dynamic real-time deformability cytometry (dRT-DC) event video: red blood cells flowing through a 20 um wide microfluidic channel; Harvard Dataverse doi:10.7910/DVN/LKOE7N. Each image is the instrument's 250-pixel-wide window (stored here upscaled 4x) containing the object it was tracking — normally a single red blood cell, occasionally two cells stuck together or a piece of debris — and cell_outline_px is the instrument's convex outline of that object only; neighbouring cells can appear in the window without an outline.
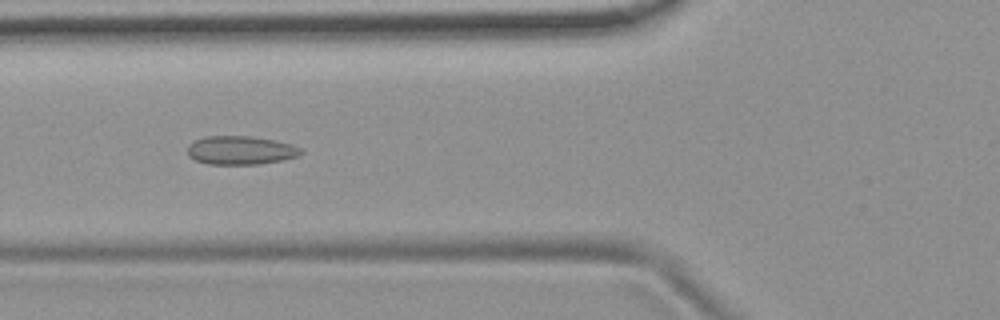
{"species": "common noctule bat (a hibernating species)", "species_latin": "Nyctalus noctula", "temperature_condition": "room temperature", "stored_images_in_passage": 53, "camera_frame_rate_fps": 3000, "um_per_image_px": 0.085, "animal": {"sex": "female", "body_mass_g": 19.9}, "frame": {"image": 1, "passage_image": 19, "time_ms": 6.0, "image_size_px": [1000, 320], "cell_outline_px": [[304, 152], [300, 156], [260, 164], [208, 164], [196, 160], [188, 156], [188, 144], [196, 140], [208, 136], [252, 136], [292, 144], [300, 148]], "centroid_in_image_um": [20.46, 12.77], "position_along_channel_um": 105.3, "area_um2": 18.84}}
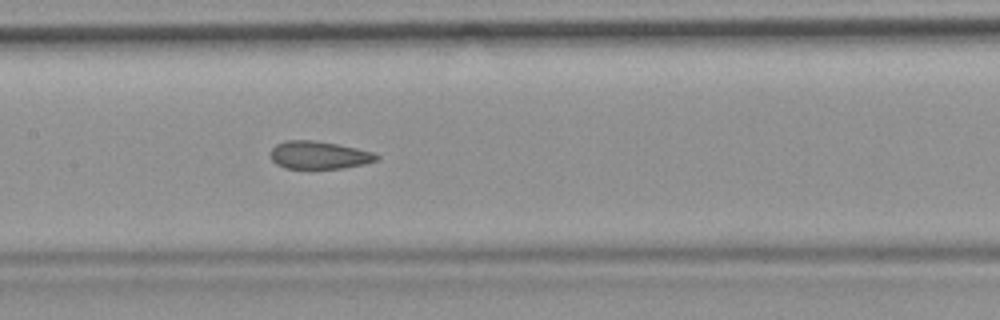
{"frame": {"image": 2, "passage_image": 25, "time_ms": 8.0, "image_size_px": [1000, 320], "cell_outline_px": [[380, 160], [364, 164], [340, 168], [284, 168], [276, 164], [272, 160], [272, 148], [276, 144], [288, 140], [312, 140], [336, 144], [356, 148], [372, 152], [380, 156]], "centroid_in_image_um": [27.13, 13.18], "position_along_channel_um": 180.3, "area_um2": 16.99}}
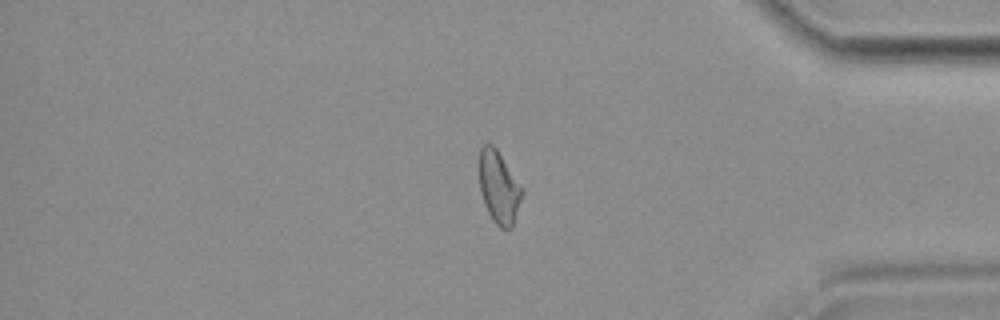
{"frame": {"image": 3, "passage_image": 44, "time_ms": 14.333, "image_size_px": [1000, 320], "cell_outline_px": [[524, 192], [512, 228], [500, 228], [492, 220], [484, 204], [480, 192], [480, 148], [484, 144], [492, 144], [496, 148]], "centroid_in_image_um": [42.4, 15.96], "position_along_channel_um": 392.8, "area_um2": 17.74}, "authors_computed_cell_mechanics": {"area_um2": 18.6116, "velocity_mm_per_s": 3.7419, "shape_relaxation_time_tau1_ms": null, "shape_relaxation_time_tau2_ms": 1.5144, "deformation_change_tau1": null, "deformation_change_tau2": 0.078}}